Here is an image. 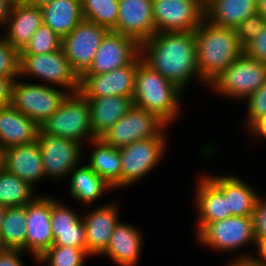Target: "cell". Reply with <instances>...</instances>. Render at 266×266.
<instances>
[{
    "label": "cell",
    "instance_id": "cell-13",
    "mask_svg": "<svg viewBox=\"0 0 266 266\" xmlns=\"http://www.w3.org/2000/svg\"><path fill=\"white\" fill-rule=\"evenodd\" d=\"M42 155L45 178H65L77 166H80L82 144L63 137L53 136L39 130L37 138Z\"/></svg>",
    "mask_w": 266,
    "mask_h": 266
},
{
    "label": "cell",
    "instance_id": "cell-15",
    "mask_svg": "<svg viewBox=\"0 0 266 266\" xmlns=\"http://www.w3.org/2000/svg\"><path fill=\"white\" fill-rule=\"evenodd\" d=\"M141 45L129 36L109 30L100 43L89 69L83 74H104L132 63Z\"/></svg>",
    "mask_w": 266,
    "mask_h": 266
},
{
    "label": "cell",
    "instance_id": "cell-47",
    "mask_svg": "<svg viewBox=\"0 0 266 266\" xmlns=\"http://www.w3.org/2000/svg\"><path fill=\"white\" fill-rule=\"evenodd\" d=\"M6 170V148L0 144V174Z\"/></svg>",
    "mask_w": 266,
    "mask_h": 266
},
{
    "label": "cell",
    "instance_id": "cell-18",
    "mask_svg": "<svg viewBox=\"0 0 266 266\" xmlns=\"http://www.w3.org/2000/svg\"><path fill=\"white\" fill-rule=\"evenodd\" d=\"M51 229L53 245L71 246L87 252L85 226L82 217L67 205L51 197Z\"/></svg>",
    "mask_w": 266,
    "mask_h": 266
},
{
    "label": "cell",
    "instance_id": "cell-8",
    "mask_svg": "<svg viewBox=\"0 0 266 266\" xmlns=\"http://www.w3.org/2000/svg\"><path fill=\"white\" fill-rule=\"evenodd\" d=\"M68 94L54 86L23 82L18 78L12 86L11 105L41 126L58 110Z\"/></svg>",
    "mask_w": 266,
    "mask_h": 266
},
{
    "label": "cell",
    "instance_id": "cell-36",
    "mask_svg": "<svg viewBox=\"0 0 266 266\" xmlns=\"http://www.w3.org/2000/svg\"><path fill=\"white\" fill-rule=\"evenodd\" d=\"M0 76L20 77V52L0 37Z\"/></svg>",
    "mask_w": 266,
    "mask_h": 266
},
{
    "label": "cell",
    "instance_id": "cell-38",
    "mask_svg": "<svg viewBox=\"0 0 266 266\" xmlns=\"http://www.w3.org/2000/svg\"><path fill=\"white\" fill-rule=\"evenodd\" d=\"M247 102V120L246 128L248 129L258 118L266 115V82L255 92L250 94Z\"/></svg>",
    "mask_w": 266,
    "mask_h": 266
},
{
    "label": "cell",
    "instance_id": "cell-33",
    "mask_svg": "<svg viewBox=\"0 0 266 266\" xmlns=\"http://www.w3.org/2000/svg\"><path fill=\"white\" fill-rule=\"evenodd\" d=\"M84 19L108 30H115L119 13V0H81Z\"/></svg>",
    "mask_w": 266,
    "mask_h": 266
},
{
    "label": "cell",
    "instance_id": "cell-50",
    "mask_svg": "<svg viewBox=\"0 0 266 266\" xmlns=\"http://www.w3.org/2000/svg\"><path fill=\"white\" fill-rule=\"evenodd\" d=\"M258 1V10L260 13H263L266 16V0H257Z\"/></svg>",
    "mask_w": 266,
    "mask_h": 266
},
{
    "label": "cell",
    "instance_id": "cell-4",
    "mask_svg": "<svg viewBox=\"0 0 266 266\" xmlns=\"http://www.w3.org/2000/svg\"><path fill=\"white\" fill-rule=\"evenodd\" d=\"M40 130L81 144L84 140L96 139L91 127L87 99L79 92L68 94L58 110L40 126Z\"/></svg>",
    "mask_w": 266,
    "mask_h": 266
},
{
    "label": "cell",
    "instance_id": "cell-2",
    "mask_svg": "<svg viewBox=\"0 0 266 266\" xmlns=\"http://www.w3.org/2000/svg\"><path fill=\"white\" fill-rule=\"evenodd\" d=\"M194 34L200 77L207 85L244 53L233 28L216 26L204 18Z\"/></svg>",
    "mask_w": 266,
    "mask_h": 266
},
{
    "label": "cell",
    "instance_id": "cell-34",
    "mask_svg": "<svg viewBox=\"0 0 266 266\" xmlns=\"http://www.w3.org/2000/svg\"><path fill=\"white\" fill-rule=\"evenodd\" d=\"M90 255L84 249L71 246L52 245L36 261L48 266H84V262Z\"/></svg>",
    "mask_w": 266,
    "mask_h": 266
},
{
    "label": "cell",
    "instance_id": "cell-41",
    "mask_svg": "<svg viewBox=\"0 0 266 266\" xmlns=\"http://www.w3.org/2000/svg\"><path fill=\"white\" fill-rule=\"evenodd\" d=\"M17 78L0 76V108L11 105L12 86Z\"/></svg>",
    "mask_w": 266,
    "mask_h": 266
},
{
    "label": "cell",
    "instance_id": "cell-44",
    "mask_svg": "<svg viewBox=\"0 0 266 266\" xmlns=\"http://www.w3.org/2000/svg\"><path fill=\"white\" fill-rule=\"evenodd\" d=\"M248 132L255 137H264L266 139V115L258 118L249 128Z\"/></svg>",
    "mask_w": 266,
    "mask_h": 266
},
{
    "label": "cell",
    "instance_id": "cell-45",
    "mask_svg": "<svg viewBox=\"0 0 266 266\" xmlns=\"http://www.w3.org/2000/svg\"><path fill=\"white\" fill-rule=\"evenodd\" d=\"M15 0H0V25L4 26Z\"/></svg>",
    "mask_w": 266,
    "mask_h": 266
},
{
    "label": "cell",
    "instance_id": "cell-39",
    "mask_svg": "<svg viewBox=\"0 0 266 266\" xmlns=\"http://www.w3.org/2000/svg\"><path fill=\"white\" fill-rule=\"evenodd\" d=\"M244 54L266 63V25L258 36L244 47Z\"/></svg>",
    "mask_w": 266,
    "mask_h": 266
},
{
    "label": "cell",
    "instance_id": "cell-26",
    "mask_svg": "<svg viewBox=\"0 0 266 266\" xmlns=\"http://www.w3.org/2000/svg\"><path fill=\"white\" fill-rule=\"evenodd\" d=\"M205 19L235 29L246 18L259 12L257 0H205Z\"/></svg>",
    "mask_w": 266,
    "mask_h": 266
},
{
    "label": "cell",
    "instance_id": "cell-19",
    "mask_svg": "<svg viewBox=\"0 0 266 266\" xmlns=\"http://www.w3.org/2000/svg\"><path fill=\"white\" fill-rule=\"evenodd\" d=\"M42 24L41 8L25 0H15L5 23L7 29L4 38L13 48L21 52Z\"/></svg>",
    "mask_w": 266,
    "mask_h": 266
},
{
    "label": "cell",
    "instance_id": "cell-42",
    "mask_svg": "<svg viewBox=\"0 0 266 266\" xmlns=\"http://www.w3.org/2000/svg\"><path fill=\"white\" fill-rule=\"evenodd\" d=\"M22 252L20 249L1 248L0 266H24L19 258Z\"/></svg>",
    "mask_w": 266,
    "mask_h": 266
},
{
    "label": "cell",
    "instance_id": "cell-1",
    "mask_svg": "<svg viewBox=\"0 0 266 266\" xmlns=\"http://www.w3.org/2000/svg\"><path fill=\"white\" fill-rule=\"evenodd\" d=\"M142 60L184 91L192 78L203 82L194 32H159L141 44Z\"/></svg>",
    "mask_w": 266,
    "mask_h": 266
},
{
    "label": "cell",
    "instance_id": "cell-25",
    "mask_svg": "<svg viewBox=\"0 0 266 266\" xmlns=\"http://www.w3.org/2000/svg\"><path fill=\"white\" fill-rule=\"evenodd\" d=\"M95 138H100L133 106V98L127 96H105L86 98Z\"/></svg>",
    "mask_w": 266,
    "mask_h": 266
},
{
    "label": "cell",
    "instance_id": "cell-49",
    "mask_svg": "<svg viewBox=\"0 0 266 266\" xmlns=\"http://www.w3.org/2000/svg\"><path fill=\"white\" fill-rule=\"evenodd\" d=\"M6 209H7V207L0 205V233H1V225H2L3 220H4ZM1 248H2V244H1V236H0V249Z\"/></svg>",
    "mask_w": 266,
    "mask_h": 266
},
{
    "label": "cell",
    "instance_id": "cell-3",
    "mask_svg": "<svg viewBox=\"0 0 266 266\" xmlns=\"http://www.w3.org/2000/svg\"><path fill=\"white\" fill-rule=\"evenodd\" d=\"M182 92L176 84L147 65L141 54L137 57L134 106L154 113L168 125L179 116Z\"/></svg>",
    "mask_w": 266,
    "mask_h": 266
},
{
    "label": "cell",
    "instance_id": "cell-28",
    "mask_svg": "<svg viewBox=\"0 0 266 266\" xmlns=\"http://www.w3.org/2000/svg\"><path fill=\"white\" fill-rule=\"evenodd\" d=\"M43 24L61 39L84 19L81 0H53L41 8Z\"/></svg>",
    "mask_w": 266,
    "mask_h": 266
},
{
    "label": "cell",
    "instance_id": "cell-11",
    "mask_svg": "<svg viewBox=\"0 0 266 266\" xmlns=\"http://www.w3.org/2000/svg\"><path fill=\"white\" fill-rule=\"evenodd\" d=\"M108 31L92 21L83 19L62 38L61 48L79 77L91 66L100 43Z\"/></svg>",
    "mask_w": 266,
    "mask_h": 266
},
{
    "label": "cell",
    "instance_id": "cell-29",
    "mask_svg": "<svg viewBox=\"0 0 266 266\" xmlns=\"http://www.w3.org/2000/svg\"><path fill=\"white\" fill-rule=\"evenodd\" d=\"M93 147L88 166L112 188H121V155L119 148L105 144L100 138L90 141Z\"/></svg>",
    "mask_w": 266,
    "mask_h": 266
},
{
    "label": "cell",
    "instance_id": "cell-10",
    "mask_svg": "<svg viewBox=\"0 0 266 266\" xmlns=\"http://www.w3.org/2000/svg\"><path fill=\"white\" fill-rule=\"evenodd\" d=\"M155 33L195 32L205 18V0H152Z\"/></svg>",
    "mask_w": 266,
    "mask_h": 266
},
{
    "label": "cell",
    "instance_id": "cell-24",
    "mask_svg": "<svg viewBox=\"0 0 266 266\" xmlns=\"http://www.w3.org/2000/svg\"><path fill=\"white\" fill-rule=\"evenodd\" d=\"M206 177L224 194L231 216H253L259 195L250 185L233 175Z\"/></svg>",
    "mask_w": 266,
    "mask_h": 266
},
{
    "label": "cell",
    "instance_id": "cell-43",
    "mask_svg": "<svg viewBox=\"0 0 266 266\" xmlns=\"http://www.w3.org/2000/svg\"><path fill=\"white\" fill-rule=\"evenodd\" d=\"M227 266H264L257 258L256 255L240 254L238 257H234L233 261L229 262Z\"/></svg>",
    "mask_w": 266,
    "mask_h": 266
},
{
    "label": "cell",
    "instance_id": "cell-14",
    "mask_svg": "<svg viewBox=\"0 0 266 266\" xmlns=\"http://www.w3.org/2000/svg\"><path fill=\"white\" fill-rule=\"evenodd\" d=\"M137 58L130 64L104 74H82L78 92L84 98L127 96L133 98Z\"/></svg>",
    "mask_w": 266,
    "mask_h": 266
},
{
    "label": "cell",
    "instance_id": "cell-27",
    "mask_svg": "<svg viewBox=\"0 0 266 266\" xmlns=\"http://www.w3.org/2000/svg\"><path fill=\"white\" fill-rule=\"evenodd\" d=\"M195 207L198 212L196 233L207 223L231 216L224 194L204 175L197 182Z\"/></svg>",
    "mask_w": 266,
    "mask_h": 266
},
{
    "label": "cell",
    "instance_id": "cell-9",
    "mask_svg": "<svg viewBox=\"0 0 266 266\" xmlns=\"http://www.w3.org/2000/svg\"><path fill=\"white\" fill-rule=\"evenodd\" d=\"M30 76L76 93L79 76L72 69L62 48L46 54H20V77Z\"/></svg>",
    "mask_w": 266,
    "mask_h": 266
},
{
    "label": "cell",
    "instance_id": "cell-17",
    "mask_svg": "<svg viewBox=\"0 0 266 266\" xmlns=\"http://www.w3.org/2000/svg\"><path fill=\"white\" fill-rule=\"evenodd\" d=\"M115 32L129 36L140 45L155 34L152 0H119Z\"/></svg>",
    "mask_w": 266,
    "mask_h": 266
},
{
    "label": "cell",
    "instance_id": "cell-48",
    "mask_svg": "<svg viewBox=\"0 0 266 266\" xmlns=\"http://www.w3.org/2000/svg\"><path fill=\"white\" fill-rule=\"evenodd\" d=\"M29 4L33 6H37L39 8H42L43 6L51 3L53 0H25Z\"/></svg>",
    "mask_w": 266,
    "mask_h": 266
},
{
    "label": "cell",
    "instance_id": "cell-23",
    "mask_svg": "<svg viewBox=\"0 0 266 266\" xmlns=\"http://www.w3.org/2000/svg\"><path fill=\"white\" fill-rule=\"evenodd\" d=\"M40 126L12 105L0 108V144L4 148L37 140Z\"/></svg>",
    "mask_w": 266,
    "mask_h": 266
},
{
    "label": "cell",
    "instance_id": "cell-6",
    "mask_svg": "<svg viewBox=\"0 0 266 266\" xmlns=\"http://www.w3.org/2000/svg\"><path fill=\"white\" fill-rule=\"evenodd\" d=\"M199 241L207 248L220 252H232L246 244L258 246L253 216H230L205 224L198 232Z\"/></svg>",
    "mask_w": 266,
    "mask_h": 266
},
{
    "label": "cell",
    "instance_id": "cell-5",
    "mask_svg": "<svg viewBox=\"0 0 266 266\" xmlns=\"http://www.w3.org/2000/svg\"><path fill=\"white\" fill-rule=\"evenodd\" d=\"M266 82V63L244 53L209 85L221 96L246 99Z\"/></svg>",
    "mask_w": 266,
    "mask_h": 266
},
{
    "label": "cell",
    "instance_id": "cell-21",
    "mask_svg": "<svg viewBox=\"0 0 266 266\" xmlns=\"http://www.w3.org/2000/svg\"><path fill=\"white\" fill-rule=\"evenodd\" d=\"M6 170L30 183L33 187L36 186L35 183H38L39 180L46 179L37 140L7 148Z\"/></svg>",
    "mask_w": 266,
    "mask_h": 266
},
{
    "label": "cell",
    "instance_id": "cell-16",
    "mask_svg": "<svg viewBox=\"0 0 266 266\" xmlns=\"http://www.w3.org/2000/svg\"><path fill=\"white\" fill-rule=\"evenodd\" d=\"M52 245L51 197L39 196L26 204L25 252L28 250L37 260Z\"/></svg>",
    "mask_w": 266,
    "mask_h": 266
},
{
    "label": "cell",
    "instance_id": "cell-37",
    "mask_svg": "<svg viewBox=\"0 0 266 266\" xmlns=\"http://www.w3.org/2000/svg\"><path fill=\"white\" fill-rule=\"evenodd\" d=\"M266 25V16L263 13H256L246 18L234 30L236 36L244 48L264 29Z\"/></svg>",
    "mask_w": 266,
    "mask_h": 266
},
{
    "label": "cell",
    "instance_id": "cell-30",
    "mask_svg": "<svg viewBox=\"0 0 266 266\" xmlns=\"http://www.w3.org/2000/svg\"><path fill=\"white\" fill-rule=\"evenodd\" d=\"M68 176H71L69 194L85 205L98 200L106 190L113 189L87 164L75 167Z\"/></svg>",
    "mask_w": 266,
    "mask_h": 266
},
{
    "label": "cell",
    "instance_id": "cell-46",
    "mask_svg": "<svg viewBox=\"0 0 266 266\" xmlns=\"http://www.w3.org/2000/svg\"><path fill=\"white\" fill-rule=\"evenodd\" d=\"M257 251L260 257H256L264 266H266V239L258 243Z\"/></svg>",
    "mask_w": 266,
    "mask_h": 266
},
{
    "label": "cell",
    "instance_id": "cell-31",
    "mask_svg": "<svg viewBox=\"0 0 266 266\" xmlns=\"http://www.w3.org/2000/svg\"><path fill=\"white\" fill-rule=\"evenodd\" d=\"M2 248L25 251L26 239V205L7 207L1 225Z\"/></svg>",
    "mask_w": 266,
    "mask_h": 266
},
{
    "label": "cell",
    "instance_id": "cell-32",
    "mask_svg": "<svg viewBox=\"0 0 266 266\" xmlns=\"http://www.w3.org/2000/svg\"><path fill=\"white\" fill-rule=\"evenodd\" d=\"M34 187L5 170L0 174V205L5 207H21L34 201Z\"/></svg>",
    "mask_w": 266,
    "mask_h": 266
},
{
    "label": "cell",
    "instance_id": "cell-40",
    "mask_svg": "<svg viewBox=\"0 0 266 266\" xmlns=\"http://www.w3.org/2000/svg\"><path fill=\"white\" fill-rule=\"evenodd\" d=\"M255 235L257 242L266 239V199L259 196L253 214Z\"/></svg>",
    "mask_w": 266,
    "mask_h": 266
},
{
    "label": "cell",
    "instance_id": "cell-22",
    "mask_svg": "<svg viewBox=\"0 0 266 266\" xmlns=\"http://www.w3.org/2000/svg\"><path fill=\"white\" fill-rule=\"evenodd\" d=\"M142 241V234L138 228L119 221L106 249L100 255H108L120 266H136L141 254Z\"/></svg>",
    "mask_w": 266,
    "mask_h": 266
},
{
    "label": "cell",
    "instance_id": "cell-20",
    "mask_svg": "<svg viewBox=\"0 0 266 266\" xmlns=\"http://www.w3.org/2000/svg\"><path fill=\"white\" fill-rule=\"evenodd\" d=\"M82 217L85 226L87 253L100 255L107 247L116 225L119 223L118 206L106 204L92 209Z\"/></svg>",
    "mask_w": 266,
    "mask_h": 266
},
{
    "label": "cell",
    "instance_id": "cell-35",
    "mask_svg": "<svg viewBox=\"0 0 266 266\" xmlns=\"http://www.w3.org/2000/svg\"><path fill=\"white\" fill-rule=\"evenodd\" d=\"M62 39L50 27L42 24L20 54H46L61 49Z\"/></svg>",
    "mask_w": 266,
    "mask_h": 266
},
{
    "label": "cell",
    "instance_id": "cell-7",
    "mask_svg": "<svg viewBox=\"0 0 266 266\" xmlns=\"http://www.w3.org/2000/svg\"><path fill=\"white\" fill-rule=\"evenodd\" d=\"M168 125L157 115L133 106L100 139L110 146L122 148L129 144L151 138H167Z\"/></svg>",
    "mask_w": 266,
    "mask_h": 266
},
{
    "label": "cell",
    "instance_id": "cell-12",
    "mask_svg": "<svg viewBox=\"0 0 266 266\" xmlns=\"http://www.w3.org/2000/svg\"><path fill=\"white\" fill-rule=\"evenodd\" d=\"M166 143V138H151L119 148L121 188L131 186L146 176L161 160Z\"/></svg>",
    "mask_w": 266,
    "mask_h": 266
}]
</instances>
